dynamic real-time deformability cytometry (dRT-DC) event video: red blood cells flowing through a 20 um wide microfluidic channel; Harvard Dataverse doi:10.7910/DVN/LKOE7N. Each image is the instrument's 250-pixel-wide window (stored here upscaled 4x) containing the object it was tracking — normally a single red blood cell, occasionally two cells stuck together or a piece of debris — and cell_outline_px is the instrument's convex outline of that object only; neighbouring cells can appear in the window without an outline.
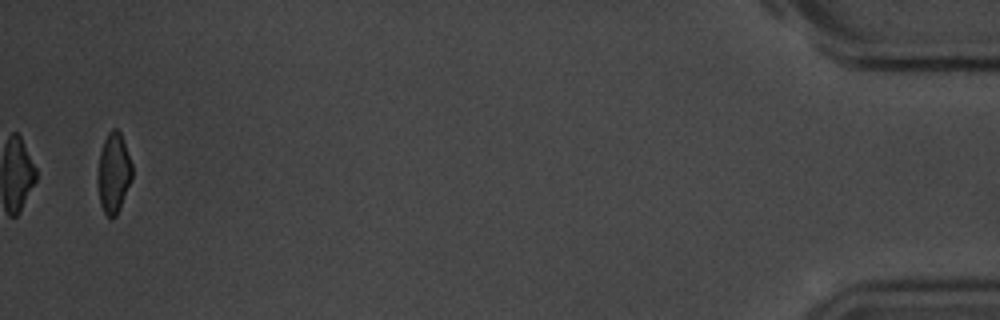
{"species": "common noctule bat (a hibernating species)", "species_latin": "Nyctalus noctula", "temperature_condition": "room temperature", "stored_images_in_passage": 13, "camera_frame_rate_fps": 3000, "um_per_image_px": 0.085, "animal": {"sex": "male", "body_mass_g": 20.1, "forearm_length_mm": 53.5}, "frame": {"image": 1, "passage_image": 13, "time_ms": 14.333, "image_size_px": [1000, 320], "cell_outline_px": [[132, 180], [120, 208], [116, 216], [112, 220], [104, 212], [100, 204], [96, 180], [96, 176], [100, 152], [104, 140], [108, 132], [112, 128], [116, 128], [120, 132], [132, 164]], "centroid_in_image_um": [9.64, 14.73], "position_along_channel_um": 425.6, "area_um2": 16.36}, "authors_computed_cell_mechanics": {"area_um2": 16.9932, "velocity_mm_per_s": 3.4754, "shape_relaxation_time_tau1_ms": 5.1578, "shape_relaxation_time_tau2_ms": 7.425, "deformation_change_tau1": 0.187, "deformation_change_tau2": 0.1474}}